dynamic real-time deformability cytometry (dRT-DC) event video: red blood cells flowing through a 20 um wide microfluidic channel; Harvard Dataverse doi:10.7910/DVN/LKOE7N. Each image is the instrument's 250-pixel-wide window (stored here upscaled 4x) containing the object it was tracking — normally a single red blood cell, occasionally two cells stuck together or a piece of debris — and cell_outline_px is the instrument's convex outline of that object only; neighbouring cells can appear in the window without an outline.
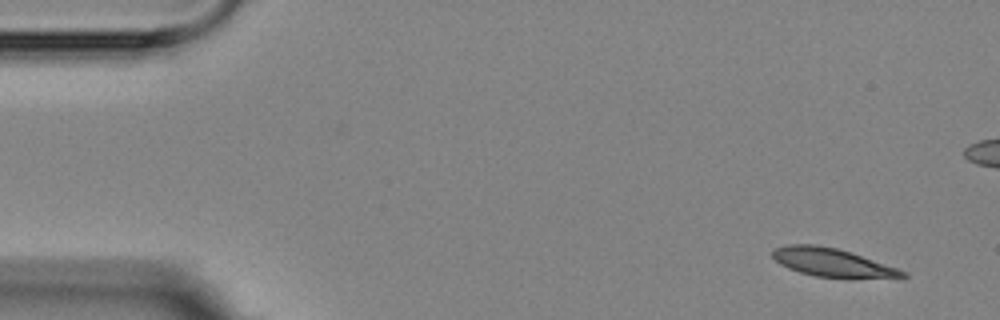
{"species": "Egyptian fruit bat (a non-hibernating species)", "species_latin": "Rousettus aegyptiacus", "temperature_condition": "room temperature", "stored_images_in_passage": 5, "camera_frame_rate_fps": 3000, "um_per_image_px": 0.085, "animal": {"sex": "female"}, "frame": {"image": 1, "passage_image": 1, "time_ms": 0.0, "image_size_px": [1000, 320], "cell_outline_px": [[908, 276], [816, 276], [800, 272], [788, 268], [780, 264], [772, 256], [772, 252], [776, 248], [788, 244], [816, 244], [836, 248], [852, 252], [908, 272]], "centroid_in_image_um": [70.64, 22.26], "position_along_channel_um": 14.4, "area_um2": 20.58}}